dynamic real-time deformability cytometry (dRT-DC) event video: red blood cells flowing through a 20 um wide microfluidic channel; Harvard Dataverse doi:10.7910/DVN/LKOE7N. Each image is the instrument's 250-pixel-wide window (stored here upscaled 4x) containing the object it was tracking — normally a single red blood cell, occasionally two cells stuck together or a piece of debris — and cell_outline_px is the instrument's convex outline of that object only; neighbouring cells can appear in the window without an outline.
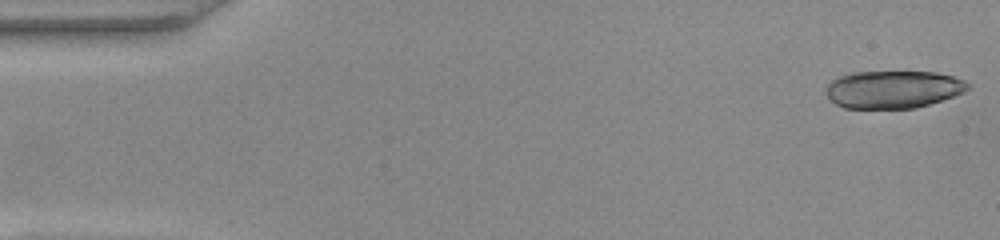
{"species": "common noctule bat (a hibernating species)", "species_latin": "Nyctalus noctula", "temperature_condition": "warm", "stored_images_in_passage": 49, "camera_frame_rate_fps": 3000, "um_per_image_px": 0.085, "animal": {"sex": "female", "body_mass_g": 22.0, "forearm_length_mm": 56.7}, "frame": {"image": 1, "passage_image": 1, "time_ms": 0.0, "image_size_px": [1000, 240], "cell_outline_px": [[972, 84], [964, 92], [916, 108], [844, 108], [836, 104], [824, 92], [824, 88], [832, 80], [840, 76], [852, 72], [936, 72], [952, 76], [964, 80]], "centroid_in_image_um": [75.9, 7.59], "position_along_channel_um": 9.1, "area_um2": 31.04}}